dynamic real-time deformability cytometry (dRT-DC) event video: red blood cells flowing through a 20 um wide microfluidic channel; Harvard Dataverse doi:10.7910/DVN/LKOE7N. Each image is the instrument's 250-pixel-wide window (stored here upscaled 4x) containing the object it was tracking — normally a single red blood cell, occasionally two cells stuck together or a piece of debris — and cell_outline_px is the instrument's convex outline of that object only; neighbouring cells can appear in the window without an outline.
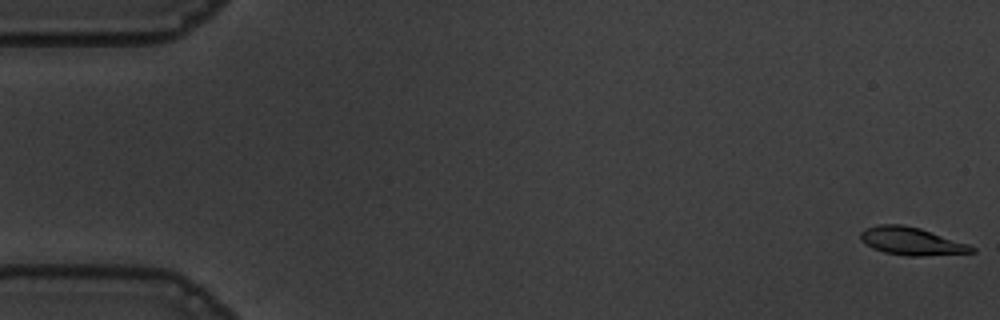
{"species": "common noctule bat (a hibernating species)", "species_latin": "Nyctalus noctula", "temperature_condition": "warm", "stored_images_in_passage": 17, "camera_frame_rate_fps": 3000, "um_per_image_px": 0.085, "animal": {"sex": "male", "body_mass_g": 19.5, "forearm_length_mm": 54.6}, "frame": {"image": 1, "passage_image": 1, "time_ms": 0.0, "image_size_px": [1000, 320], "cell_outline_px": [[976, 252], [920, 256], [908, 256], [884, 252], [872, 248], [860, 240], [860, 232], [864, 228], [876, 224], [900, 224], [920, 228], [968, 244], [976, 248]], "centroid_in_image_um": [77.43, 20.49], "position_along_channel_um": 7.6, "area_um2": 18.03}}
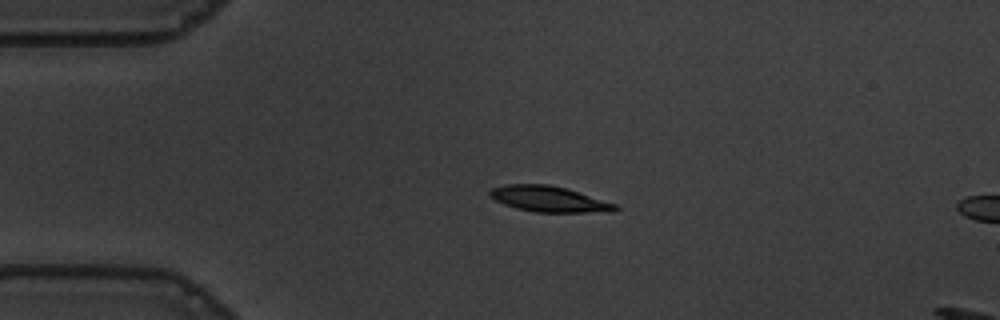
{"frame": {"image": 2, "passage_image": 13, "time_ms": 4.0, "image_size_px": [1000, 320], "cell_outline_px": [[620, 208], [608, 212], [536, 212], [516, 208], [504, 204], [488, 196], [488, 192], [492, 188], [508, 184], [548, 184], [564, 188], [616, 204]], "centroid_in_image_um": [46.62, 16.92], "position_along_channel_um": 38.4, "area_um2": 18.55}}